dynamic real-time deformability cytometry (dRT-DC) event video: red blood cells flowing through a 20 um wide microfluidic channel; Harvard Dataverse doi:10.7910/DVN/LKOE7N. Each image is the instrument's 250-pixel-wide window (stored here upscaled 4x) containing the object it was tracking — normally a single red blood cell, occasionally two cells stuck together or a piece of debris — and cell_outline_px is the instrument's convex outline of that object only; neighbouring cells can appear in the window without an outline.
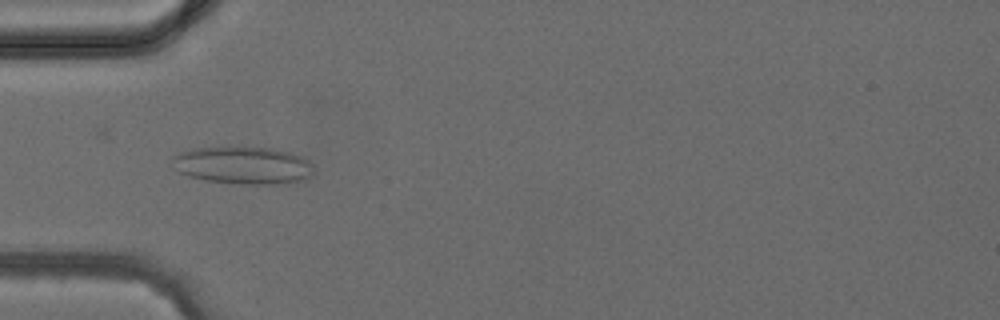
{"species": "common noctule bat (a hibernating species)", "species_latin": "Nyctalus noctula", "temperature_condition": "cold", "stored_images_in_passage": 4, "camera_frame_rate_fps": 3000, "um_per_image_px": 0.085, "animal": {"sex": "female", "body_mass_g": 24.6, "forearm_length_mm": 56.2}, "frame": {"image": 1, "passage_image": 3, "time_ms": 2.667, "image_size_px": [1000, 320], "cell_outline_px": [[312, 172], [308, 176], [300, 180], [280, 184], [244, 184], [204, 180], [188, 176], [172, 168], [172, 160], [180, 152], [196, 148], [272, 148], [304, 156], [312, 164]], "centroid_in_image_um": [20.65, 14.06], "position_along_channel_um": 64.4, "area_um2": 30.52}}
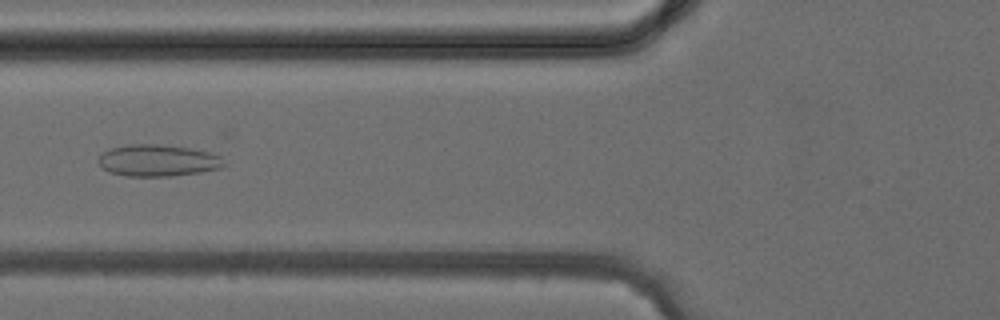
{"frame": {"image": 2, "passage_image": 4, "time_ms": 3.667, "image_size_px": [1000, 320], "cell_outline_px": [[228, 164], [220, 168], [200, 172], [172, 176], [128, 176], [108, 172], [96, 160], [108, 148], [128, 144], [160, 144], [192, 148], [208, 152], [220, 156]], "centroid_in_image_um": [13.42, 13.63], "position_along_channel_um": 112.4, "area_um2": 23.41}}